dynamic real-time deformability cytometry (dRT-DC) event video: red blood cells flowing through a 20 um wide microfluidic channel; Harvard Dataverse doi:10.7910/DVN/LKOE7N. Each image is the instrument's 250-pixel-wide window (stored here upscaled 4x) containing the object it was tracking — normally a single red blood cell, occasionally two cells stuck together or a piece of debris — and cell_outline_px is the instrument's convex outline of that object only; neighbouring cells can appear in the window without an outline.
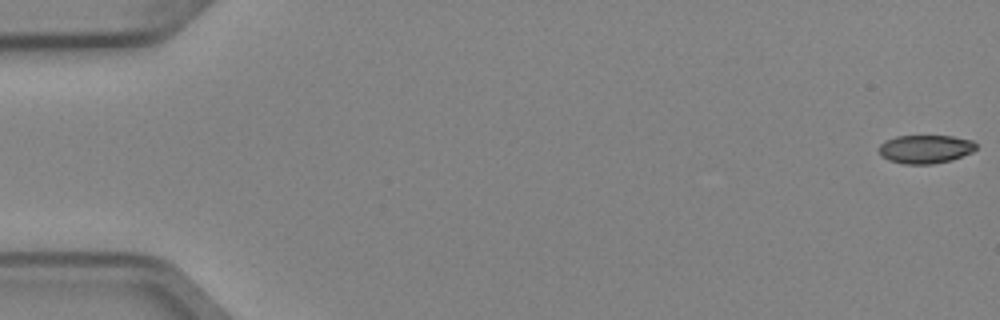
{"species": "Egyptian fruit bat (a non-hibernating species)", "species_latin": "Rousettus aegyptiacus", "temperature_condition": "cold", "stored_images_in_passage": 5, "camera_frame_rate_fps": 3000, "um_per_image_px": 0.085, "animal": {"sex": "female"}, "frame": {"image": 1, "passage_image": 1, "time_ms": 0.0, "image_size_px": [1000, 320], "cell_outline_px": [[976, 148], [972, 152], [952, 160], [932, 164], [904, 164], [888, 160], [880, 156], [880, 144], [896, 136], [952, 136], [972, 140], [976, 144]], "centroid_in_image_um": [78.67, 12.68], "position_along_channel_um": 6.3, "area_um2": 16.07}}